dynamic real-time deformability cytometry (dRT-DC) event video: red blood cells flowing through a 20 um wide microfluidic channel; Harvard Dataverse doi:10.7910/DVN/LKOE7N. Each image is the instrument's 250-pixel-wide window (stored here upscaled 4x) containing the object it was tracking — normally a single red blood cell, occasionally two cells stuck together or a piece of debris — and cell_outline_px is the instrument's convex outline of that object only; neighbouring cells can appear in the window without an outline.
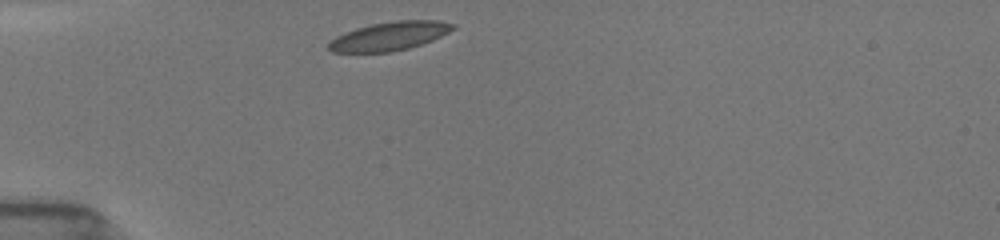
{"species": "common noctule bat (a hibernating species)", "species_latin": "Nyctalus noctula", "temperature_condition": "room temperature", "stored_images_in_passage": 7, "camera_frame_rate_fps": 3000, "um_per_image_px": 0.085, "animal": {"sex": "female", "body_mass_g": 19.5, "forearm_length_mm": 54.1}, "frame": {"image": 1, "passage_image": 1, "time_ms": 0.0, "image_size_px": [1000, 240], "cell_outline_px": [[456, 28], [432, 40], [408, 48], [388, 52], [332, 52], [328, 48], [328, 44], [336, 36], [344, 32], [356, 28], [372, 24], [396, 20], [440, 20], [456, 24]], "centroid_in_image_um": [33.12, 3.06], "position_along_channel_um": 51.9, "area_um2": 20.63}}
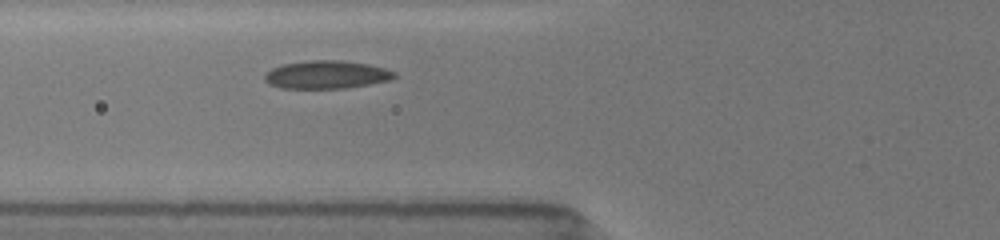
{"frame": {"image": 2, "passage_image": 5, "time_ms": 1.667, "image_size_px": [1000, 240], "cell_outline_px": [[396, 76], [388, 80], [368, 84], [344, 88], [280, 88], [268, 84], [264, 80], [264, 76], [272, 68], [284, 64], [308, 60], [340, 60], [368, 64], [384, 68], [396, 72]], "centroid_in_image_um": [27.73, 6.34], "position_along_channel_um": 98.1, "area_um2": 21.04}}